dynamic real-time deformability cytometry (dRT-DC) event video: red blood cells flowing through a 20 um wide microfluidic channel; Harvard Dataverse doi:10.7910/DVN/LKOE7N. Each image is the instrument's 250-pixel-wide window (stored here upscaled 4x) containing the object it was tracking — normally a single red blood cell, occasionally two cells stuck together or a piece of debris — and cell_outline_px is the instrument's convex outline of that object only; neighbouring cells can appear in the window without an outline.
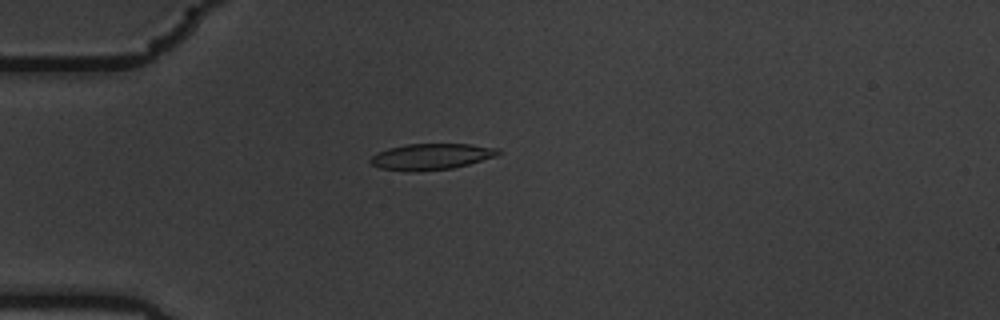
{"species": "common noctule bat (a hibernating species)", "species_latin": "Nyctalus noctula", "temperature_condition": "warm", "stored_images_in_passage": 49, "camera_frame_rate_fps": 3000, "um_per_image_px": 0.085, "animal": {"sex": "male", "body_mass_g": 19.5, "forearm_length_mm": 54.6}, "frame": {"image": 1, "passage_image": 7, "time_ms": 2.0, "image_size_px": [1000, 320], "cell_outline_px": [[500, 152], [496, 156], [468, 164], [452, 168], [380, 168], [372, 164], [368, 160], [376, 152], [388, 148], [408, 144], [472, 144], [500, 148]], "centroid_in_image_um": [36.72, 13.24], "position_along_channel_um": 48.3, "area_um2": 18.44}}
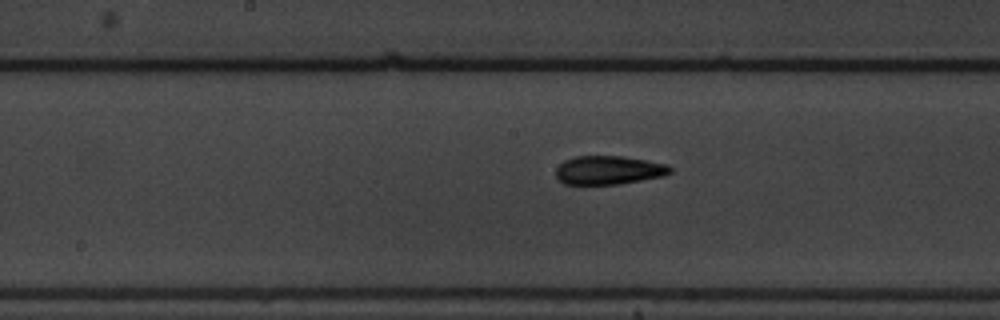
{"frame": {"image": 2, "passage_image": 21, "time_ms": 6.667, "image_size_px": [1000, 320], "cell_outline_px": [[672, 172], [664, 176], [616, 184], [564, 184], [556, 176], [556, 168], [564, 160], [576, 156], [624, 156], [668, 164], [672, 168]], "centroid_in_image_um": [51.75, 14.45], "position_along_channel_um": 196.4, "area_um2": 19.07}}
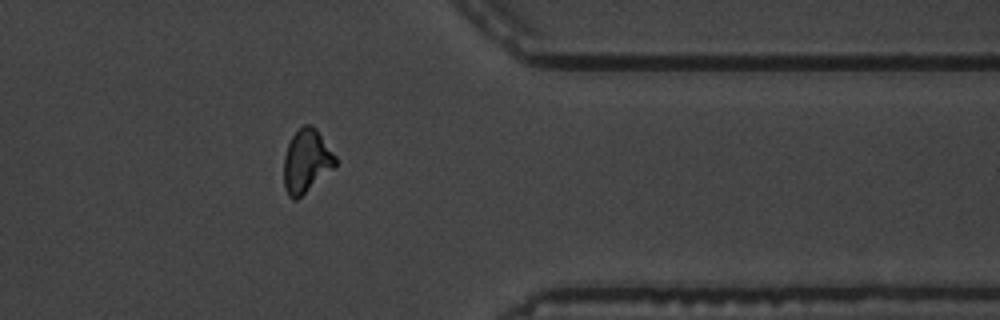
{"frame": {"image": 3, "passage_image": 38, "time_ms": 12.333, "image_size_px": [1000, 320], "cell_outline_px": [[336, 164], [332, 168], [296, 200], [292, 200], [288, 196], [284, 188], [284, 156], [288, 144], [292, 136], [304, 124], [312, 124], [316, 128], [336, 156]], "centroid_in_image_um": [26.02, 13.67], "position_along_channel_um": 385.4, "area_um2": 18.73}, "authors_computed_cell_mechanics": {"area_um2": 19.0162, "velocity_mm_per_s": 3.537, "shape_relaxation_time_tau1_ms": 7.8014, "shape_relaxation_time_tau2_ms": 2.5912, "deformation_change_tau1": 0.2227, "deformation_change_tau2": 0.1046}}